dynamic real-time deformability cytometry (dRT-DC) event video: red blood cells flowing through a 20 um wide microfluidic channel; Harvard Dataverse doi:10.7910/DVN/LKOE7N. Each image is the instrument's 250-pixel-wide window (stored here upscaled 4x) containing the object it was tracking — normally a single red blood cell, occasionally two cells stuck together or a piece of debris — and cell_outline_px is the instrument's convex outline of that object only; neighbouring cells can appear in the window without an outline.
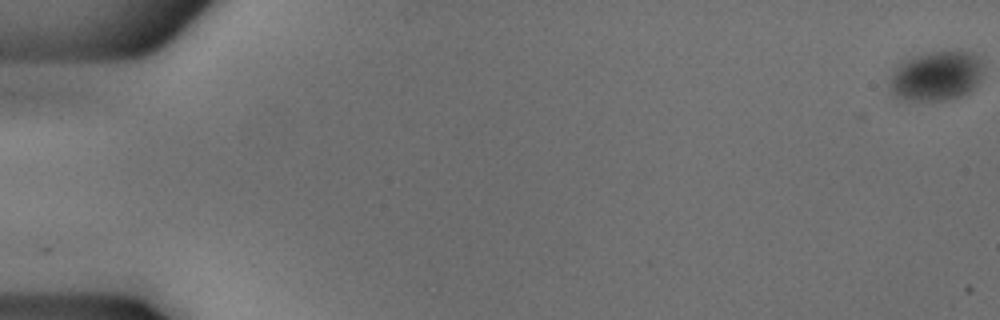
{"species": "common noctule bat (a hibernating species)", "species_latin": "Nyctalus noctula", "temperature_condition": "cold", "stored_images_in_passage": 55, "camera_frame_rate_fps": 3000, "um_per_image_px": 0.085, "animal": {"sex": "male", "body_mass_g": 18.8}, "frame": {"image": 1, "passage_image": 1, "time_ms": 0.0, "image_size_px": [1000, 320], "cell_outline_px": [[984, 72], [976, 88], [960, 96], [944, 100], [904, 100], [892, 96], [888, 88], [888, 80], [892, 68], [900, 60], [928, 52], [972, 52], [984, 60]], "centroid_in_image_um": [79.54, 6.45], "position_along_channel_um": 5.5, "area_um2": 28.09}}
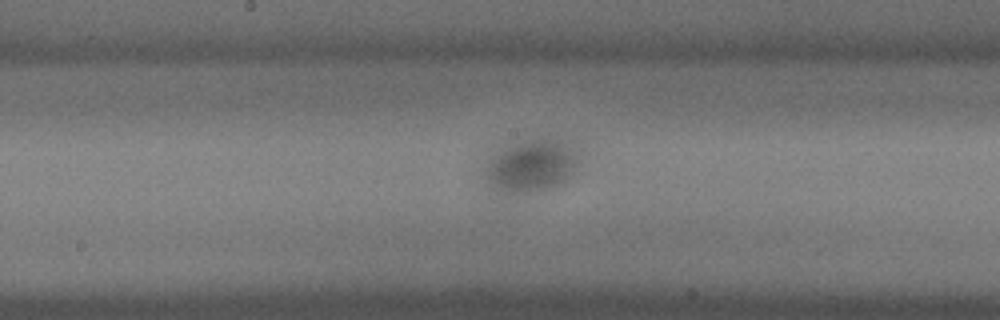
{"frame": {"image": 2, "passage_image": 30, "time_ms": 9.667, "image_size_px": [1000, 320], "cell_outline_px": [[580, 160], [572, 172], [560, 184], [548, 188], [528, 192], [496, 192], [492, 188], [484, 172], [484, 168], [488, 156], [504, 140], [532, 136], [548, 136], [572, 140], [580, 148]], "centroid_in_image_um": [45.15, 13.91], "position_along_channel_um": 203.1, "area_um2": 31.21}}
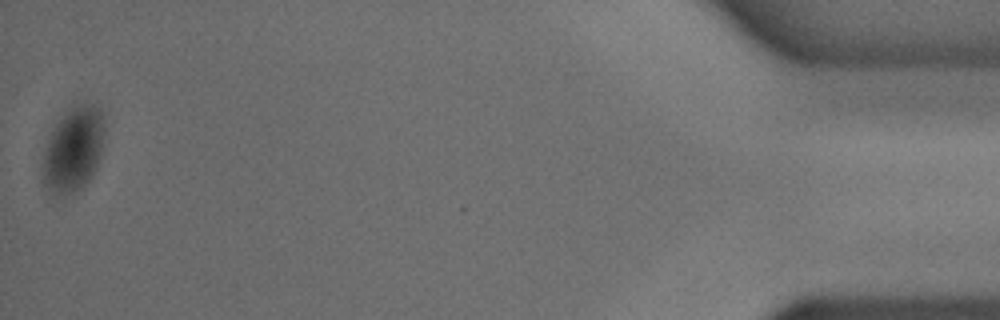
{"frame": {"image": 3, "passage_image": 55, "time_ms": 18.0, "image_size_px": [1000, 320], "cell_outline_px": [[104, 136], [96, 168], [92, 176], [80, 188], [72, 192], [60, 196], [52, 192], [40, 180], [40, 164], [48, 136], [60, 116], [68, 108], [76, 104], [92, 104], [100, 108], [104, 116]], "centroid_in_image_um": [6.19, 12.67], "position_along_channel_um": 429.0, "area_um2": 31.1}}